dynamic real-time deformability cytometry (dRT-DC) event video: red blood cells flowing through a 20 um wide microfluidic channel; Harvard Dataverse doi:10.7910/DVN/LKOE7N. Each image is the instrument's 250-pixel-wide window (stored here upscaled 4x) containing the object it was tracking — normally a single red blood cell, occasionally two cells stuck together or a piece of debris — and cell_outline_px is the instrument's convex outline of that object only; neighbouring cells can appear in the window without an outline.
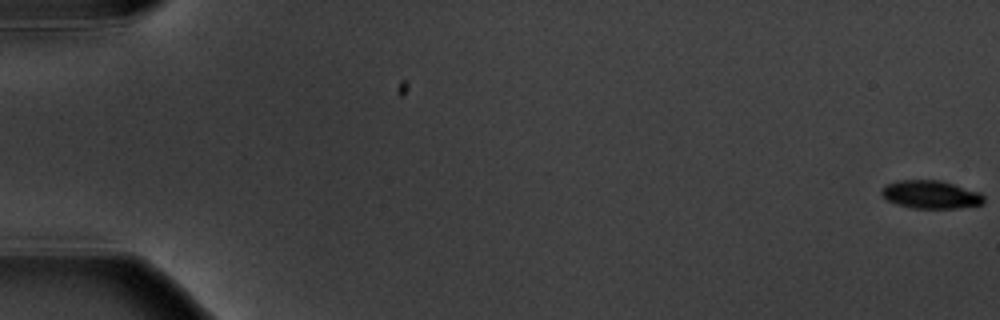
{"species": "common noctule bat (a hibernating species)", "species_latin": "Nyctalus noctula", "temperature_condition": "warm", "stored_images_in_passage": 6, "camera_frame_rate_fps": 3000, "um_per_image_px": 0.085, "animal": {"sex": "male", "body_mass_g": 20.1, "forearm_length_mm": 53.5}, "frame": {"image": 1, "passage_image": 1, "time_ms": 0.0, "image_size_px": [1000, 320], "cell_outline_px": [[984, 204], [956, 208], [912, 208], [896, 204], [884, 200], [880, 192], [884, 184], [896, 180], [940, 180], [980, 192], [984, 196]], "centroid_in_image_um": [79.06, 16.53], "position_along_channel_um": 5.9, "area_um2": 16.99}}
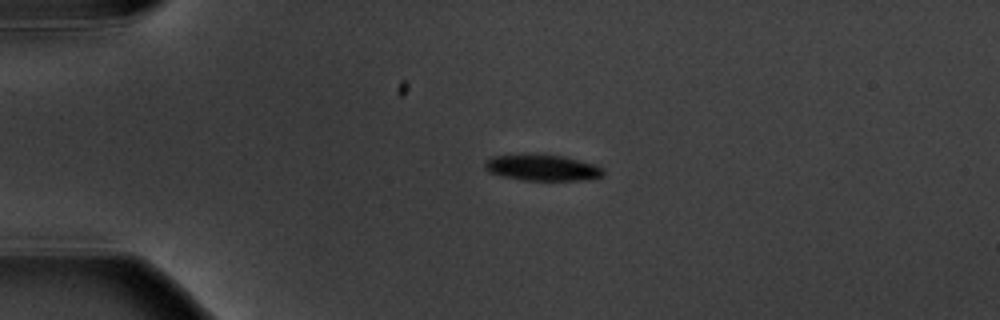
{"frame": {"image": 2, "passage_image": 5, "time_ms": 4.667, "image_size_px": [1000, 320], "cell_outline_px": [[604, 176], [584, 180], [524, 180], [500, 176], [488, 172], [484, 168], [484, 164], [492, 156], [528, 152], [564, 156], [596, 164], [604, 168]], "centroid_in_image_um": [46.09, 14.22], "position_along_channel_um": 38.9, "area_um2": 18.67}}